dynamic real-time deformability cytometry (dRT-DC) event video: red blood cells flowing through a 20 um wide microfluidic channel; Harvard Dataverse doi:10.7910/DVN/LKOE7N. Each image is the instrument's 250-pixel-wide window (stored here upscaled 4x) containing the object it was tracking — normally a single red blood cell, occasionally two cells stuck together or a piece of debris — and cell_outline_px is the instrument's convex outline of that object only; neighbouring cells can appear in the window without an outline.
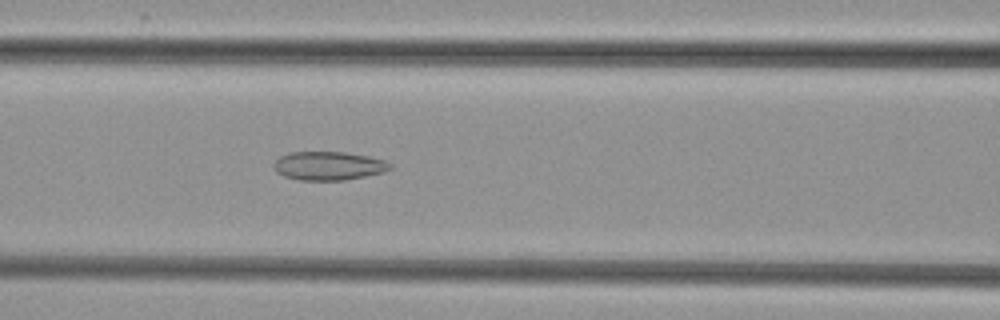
{"species": "common noctule bat (a hibernating species)", "species_latin": "Nyctalus noctula", "temperature_condition": "cold", "stored_images_in_passage": 52, "camera_frame_rate_fps": 3000, "um_per_image_px": 0.085, "animal": {"sex": "female", "body_mass_g": 29.2, "forearm_length_mm": 56.3}, "frame": {"image": 1, "passage_image": 22, "time_ms": 7.0, "image_size_px": [1000, 320], "cell_outline_px": [[392, 168], [384, 172], [344, 180], [300, 180], [284, 176], [276, 172], [272, 164], [280, 156], [288, 152], [344, 152], [368, 156], [384, 160], [392, 164]], "centroid_in_image_um": [27.91, 14.09], "position_along_channel_um": 138.7, "area_um2": 19.42}}
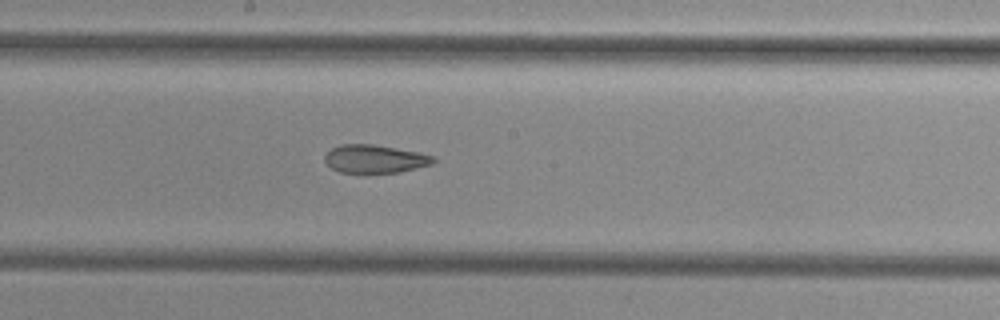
{"frame": {"image": 2, "passage_image": 28, "time_ms": 9.0, "image_size_px": [1000, 320], "cell_outline_px": [[436, 160], [432, 164], [400, 172], [364, 176], [340, 172], [332, 168], [324, 160], [324, 156], [332, 148], [340, 144], [372, 144], [420, 152], [436, 156]], "centroid_in_image_um": [31.87, 13.55], "position_along_channel_um": 216.3, "area_um2": 18.61}}
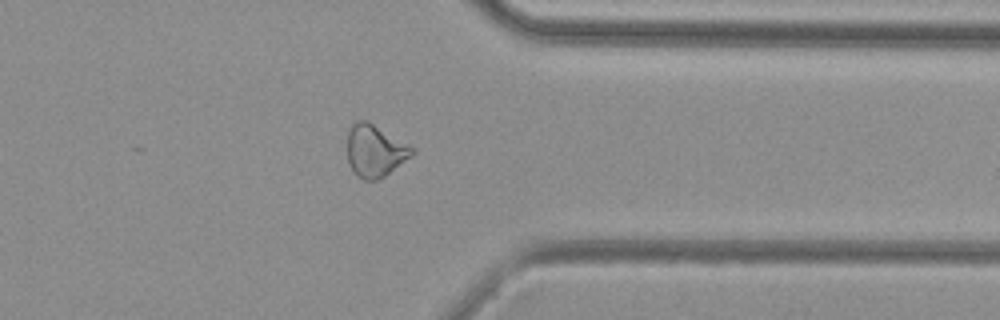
{"frame": {"image": 3, "passage_image": 41, "time_ms": 13.333, "image_size_px": [1000, 320], "cell_outline_px": [[416, 152], [384, 176], [376, 180], [364, 180], [356, 176], [348, 164], [348, 128], [356, 120], [364, 120], [372, 124], [416, 148]], "centroid_in_image_um": [31.86, 12.83], "position_along_channel_um": 379.5, "area_um2": 19.54}}